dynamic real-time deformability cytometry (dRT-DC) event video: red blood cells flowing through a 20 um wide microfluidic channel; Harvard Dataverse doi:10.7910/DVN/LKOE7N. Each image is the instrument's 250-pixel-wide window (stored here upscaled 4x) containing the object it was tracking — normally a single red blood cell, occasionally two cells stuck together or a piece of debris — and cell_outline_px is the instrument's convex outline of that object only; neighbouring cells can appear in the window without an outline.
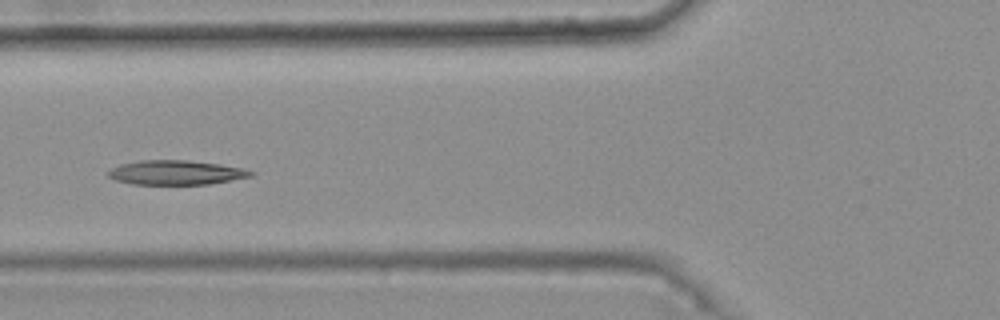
{"species": "common noctule bat (a hibernating species)", "species_latin": "Nyctalus noctula", "temperature_condition": "warm", "stored_images_in_passage": 44, "camera_frame_rate_fps": 3000, "um_per_image_px": 0.085, "animal": {"sex": "female", "body_mass_g": 25.1}, "frame": {"image": 1, "passage_image": 19, "time_ms": 6.0, "image_size_px": [1000, 320], "cell_outline_px": [[256, 172], [252, 176], [208, 184], [132, 184], [116, 180], [108, 176], [108, 172], [112, 168], [120, 164], [140, 160], [188, 160], [220, 164], [244, 168]], "centroid_in_image_um": [14.97, 14.66], "position_along_channel_um": 110.8, "area_um2": 20.23}, "authors_computed_cell_mechanics": {"area_um2": 20.2878, "velocity_mm_per_s": 3.7106, "shape_relaxation_time_tau1_ms": 9.3105, "shape_relaxation_time_tau2_ms": 10.1929, "deformation_change_tau1": 0.1894, "deformation_change_tau2": 0.181}}